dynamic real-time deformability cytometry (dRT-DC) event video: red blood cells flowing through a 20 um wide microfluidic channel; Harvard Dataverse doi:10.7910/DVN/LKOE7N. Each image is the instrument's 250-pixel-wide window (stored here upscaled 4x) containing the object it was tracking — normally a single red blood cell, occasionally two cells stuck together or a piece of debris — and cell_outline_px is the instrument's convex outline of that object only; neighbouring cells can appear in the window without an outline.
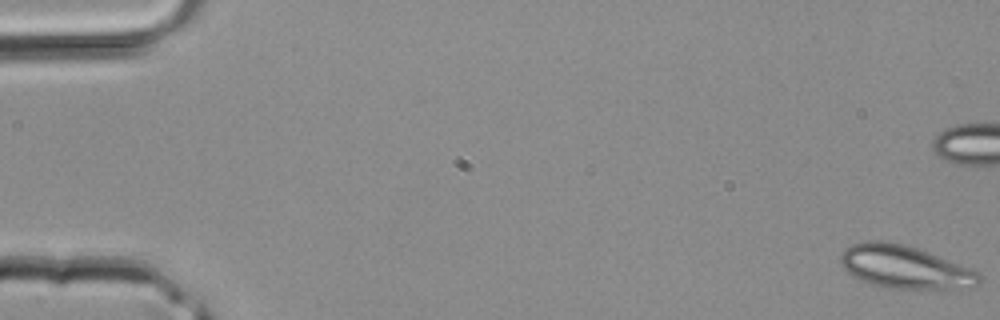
{"species": "common noctule bat (a hibernating species)", "species_latin": "Nyctalus noctula", "temperature_condition": "room temperature", "stored_images_in_passage": 41, "camera_frame_rate_fps": 3000, "um_per_image_px": 0.085, "animal": {"sex": "male", "body_mass_g": 20.4}, "frame": {"image": 1, "passage_image": 1, "time_ms": 0.0, "image_size_px": [1000, 320], "cell_outline_px": [[980, 284], [972, 288], [888, 288], [868, 284], [852, 276], [840, 264], [840, 252], [844, 248], [852, 244], [864, 240], [884, 240], [904, 244], [976, 268], [980, 272]], "centroid_in_image_um": [76.92, 22.68], "position_along_channel_um": 8.1, "area_um2": 35.37}}
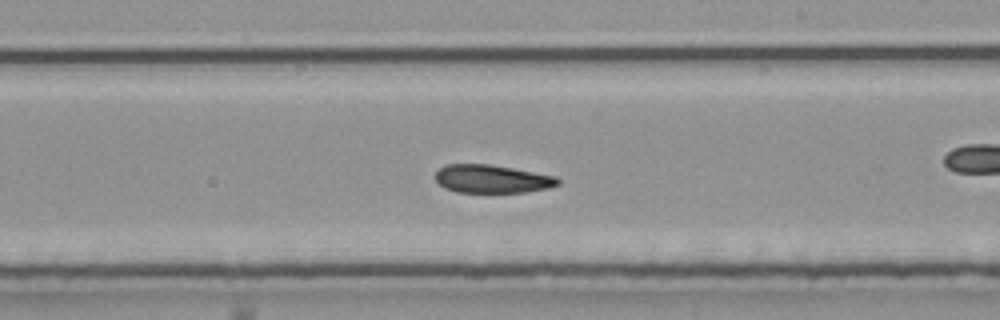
{"frame": {"image": 2, "passage_image": 24, "time_ms": 7.667, "image_size_px": [1000, 320], "cell_outline_px": [[560, 184], [548, 188], [524, 192], [456, 192], [444, 188], [436, 180], [436, 172], [444, 164], [488, 164], [512, 168], [556, 176], [560, 180]], "centroid_in_image_um": [41.81, 15.2], "position_along_channel_um": 247.2, "area_um2": 20.06}}
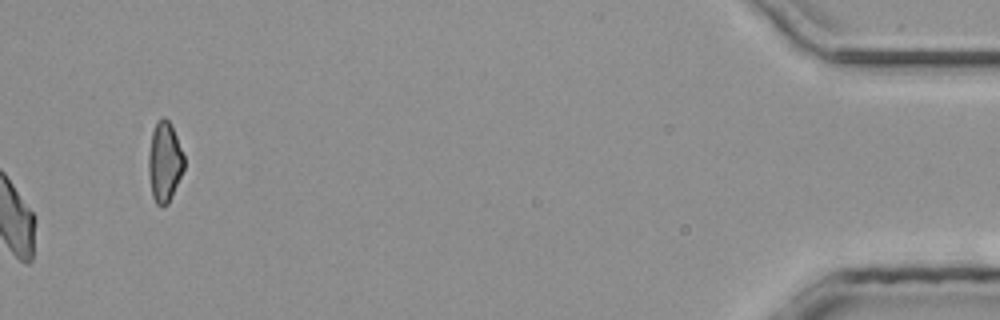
{"frame": {"image": 3, "passage_image": 41, "time_ms": 13.333, "image_size_px": [1000, 320], "cell_outline_px": [[184, 168], [168, 204], [160, 208], [156, 204], [152, 196], [148, 172], [148, 156], [152, 132], [156, 124], [164, 116], [168, 120], [176, 136], [184, 156]], "centroid_in_image_um": [13.97, 13.81], "position_along_channel_um": 421.2, "area_um2": 16.42}}